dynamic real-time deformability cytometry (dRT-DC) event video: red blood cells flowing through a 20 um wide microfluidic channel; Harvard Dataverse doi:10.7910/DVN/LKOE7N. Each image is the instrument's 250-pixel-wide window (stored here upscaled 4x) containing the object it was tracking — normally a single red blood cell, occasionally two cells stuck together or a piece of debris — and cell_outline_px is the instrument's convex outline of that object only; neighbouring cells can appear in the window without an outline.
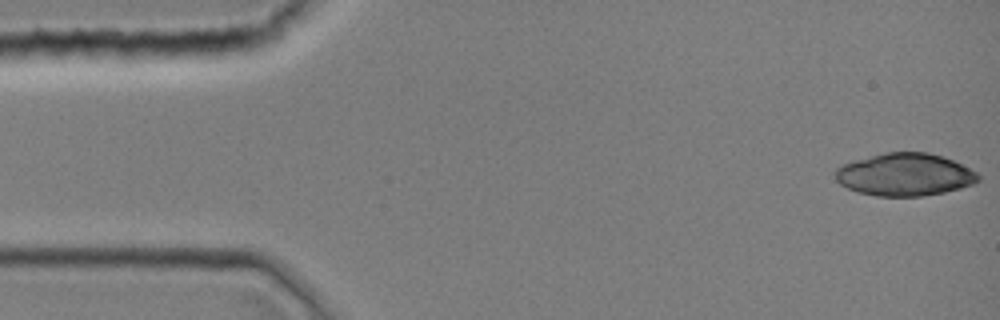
{"species": "common noctule bat (a hibernating species)", "species_latin": "Nyctalus noctula", "temperature_condition": "room temperature", "stored_images_in_passage": 18, "camera_frame_rate_fps": 3000, "um_per_image_px": 0.085, "animal": {"sex": "female", "body_mass_g": 19.0, "forearm_length_mm": 51.5}, "frame": {"image": 1, "passage_image": 1, "time_ms": 0.0, "image_size_px": [1000, 320], "cell_outline_px": [[980, 180], [972, 184], [960, 188], [944, 192], [920, 196], [876, 196], [856, 192], [840, 184], [836, 180], [832, 172], [840, 164], [852, 160], [884, 152], [928, 152], [944, 156], [976, 172], [980, 176]], "centroid_in_image_um": [76.84, 14.83], "position_along_channel_um": 8.2, "area_um2": 35.78}}